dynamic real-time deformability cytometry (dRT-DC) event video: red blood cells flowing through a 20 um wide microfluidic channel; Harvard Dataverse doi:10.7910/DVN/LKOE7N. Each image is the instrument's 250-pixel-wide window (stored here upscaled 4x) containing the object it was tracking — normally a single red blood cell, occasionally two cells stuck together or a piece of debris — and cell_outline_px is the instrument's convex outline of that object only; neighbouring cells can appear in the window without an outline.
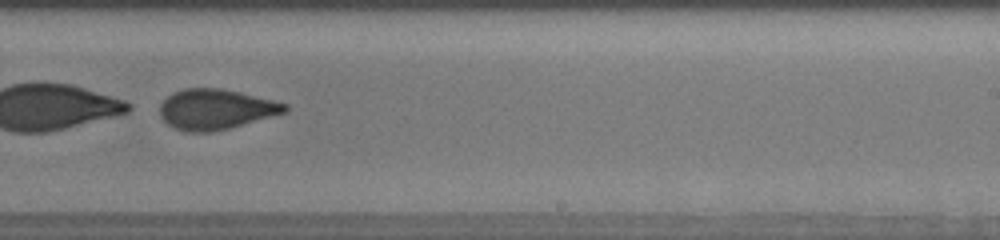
{"species": "human", "species_latin": "Homo sapiens", "temperature_condition": "cold", "stored_images_in_passage": 55, "segment_of_instrument_passage": [2, 2], "camera_frame_rate_fps": 3000, "um_per_image_px": 0.085, "donor": {"sex": "male"}, "frame": {"image": 1, "passage_image": 38, "time_ms": 12.333, "image_size_px": [1000, 240], "cell_outline_px": [[288, 112], [228, 128], [212, 132], [184, 132], [168, 124], [160, 116], [160, 104], [172, 92], [184, 88], [220, 88], [240, 92], [288, 104]], "centroid_in_image_um": [18.33, 9.28], "position_along_channel_um": 270.7, "area_um2": 29.3}}